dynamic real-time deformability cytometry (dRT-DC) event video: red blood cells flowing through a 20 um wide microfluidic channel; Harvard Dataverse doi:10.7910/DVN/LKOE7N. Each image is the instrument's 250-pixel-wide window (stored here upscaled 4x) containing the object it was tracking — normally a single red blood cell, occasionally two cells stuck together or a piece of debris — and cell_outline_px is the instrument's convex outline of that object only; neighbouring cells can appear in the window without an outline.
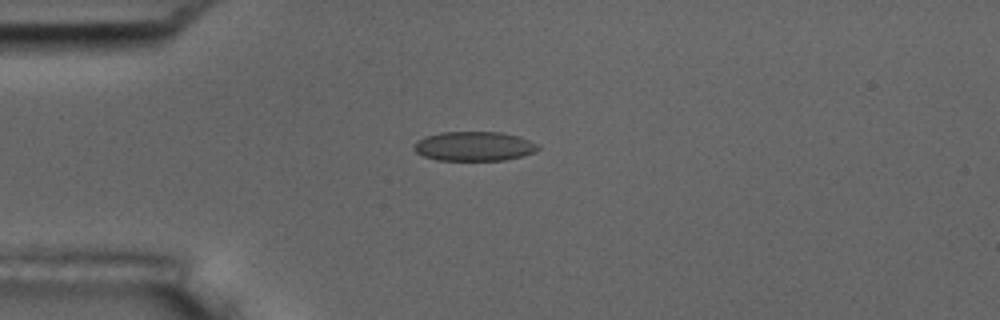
{"species": "common noctule bat (a hibernating species)", "species_latin": "Nyctalus noctula", "temperature_condition": "room temperature", "stored_images_in_passage": 9, "camera_frame_rate_fps": 3000, "um_per_image_px": 0.085, "animal": {"sex": "male", "body_mass_g": 17.5, "forearm_length_mm": 52.3}, "frame": {"image": 1, "passage_image": 3, "time_ms": 2.333, "image_size_px": [1000, 320], "cell_outline_px": [[540, 148], [532, 152], [520, 156], [504, 160], [436, 160], [424, 156], [416, 152], [412, 148], [424, 136], [440, 132], [500, 132], [516, 136], [528, 140], [536, 144]], "centroid_in_image_um": [40.25, 12.43], "position_along_channel_um": 44.8, "area_um2": 20.92}}
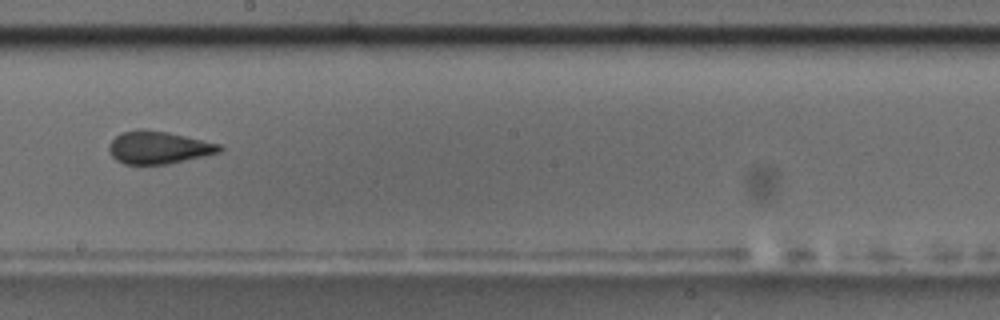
{"frame": {"image": 2, "passage_image": 8, "time_ms": 8.0, "image_size_px": [1000, 320], "cell_outline_px": [[224, 148], [220, 152], [204, 156], [168, 164], [124, 164], [116, 160], [112, 156], [108, 148], [108, 144], [120, 132], [140, 128], [144, 128], [168, 132], [220, 144]], "centroid_in_image_um": [13.45, 12.53], "position_along_channel_um": 234.7, "area_um2": 21.15}}
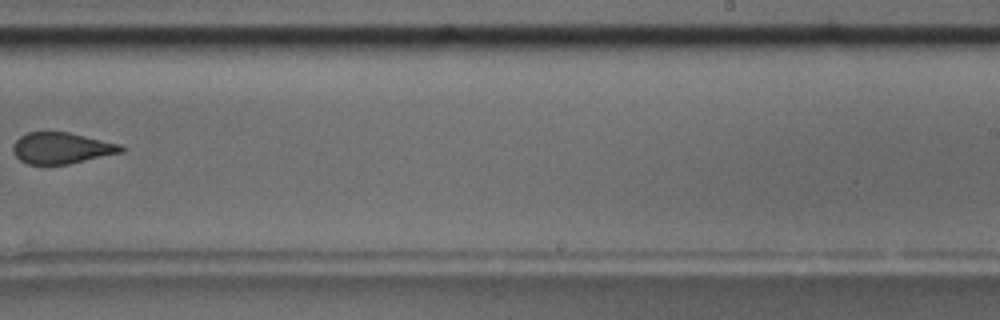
{"frame": {"image": 3, "passage_image": 9, "time_ms": 9.333, "image_size_px": [1000, 320], "cell_outline_px": [[124, 152], [68, 164], [28, 164], [20, 160], [12, 152], [12, 148], [16, 140], [20, 136], [28, 132], [68, 132], [120, 144], [124, 148]], "centroid_in_image_um": [5.22, 12.59], "position_along_channel_um": 283.8, "area_um2": 19.59}}